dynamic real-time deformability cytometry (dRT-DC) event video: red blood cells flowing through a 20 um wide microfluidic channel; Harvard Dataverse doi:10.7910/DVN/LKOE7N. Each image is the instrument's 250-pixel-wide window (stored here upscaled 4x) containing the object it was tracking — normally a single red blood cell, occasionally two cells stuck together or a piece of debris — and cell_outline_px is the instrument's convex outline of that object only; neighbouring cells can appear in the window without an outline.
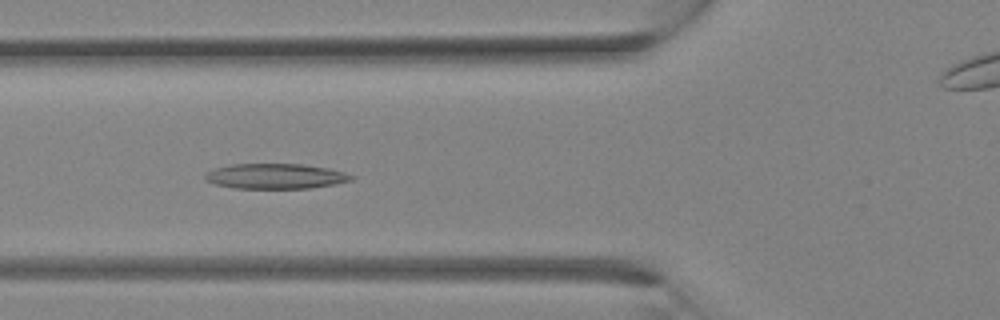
{"species": "Egyptian fruit bat (a non-hibernating species)", "species_latin": "Rousettus aegyptiacus", "temperature_condition": "room temperature", "stored_images_in_passage": 34, "camera_frame_rate_fps": 3000, "um_per_image_px": 0.085, "animal": {"sex": "female"}, "frame": {"image": 1, "passage_image": 12, "time_ms": 3.667, "image_size_px": [1000, 320], "cell_outline_px": [[356, 176], [352, 180], [336, 184], [308, 188], [232, 188], [216, 184], [204, 180], [204, 172], [212, 168], [232, 164], [304, 164], [328, 168], [344, 172]], "centroid_in_image_um": [23.38, 14.97], "position_along_channel_um": 102.4, "area_um2": 21.68}}
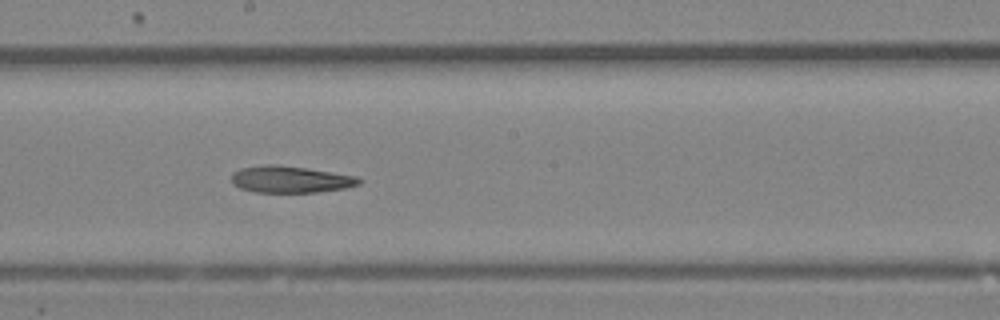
{"frame": {"image": 2, "passage_image": 18, "time_ms": 5.667, "image_size_px": [1000, 320], "cell_outline_px": [[364, 180], [360, 184], [344, 188], [316, 192], [256, 192], [240, 188], [232, 184], [232, 172], [240, 168], [264, 164], [276, 164], [308, 168], [356, 176]], "centroid_in_image_um": [24.68, 15.23], "position_along_channel_um": 223.5, "area_um2": 20.0}}
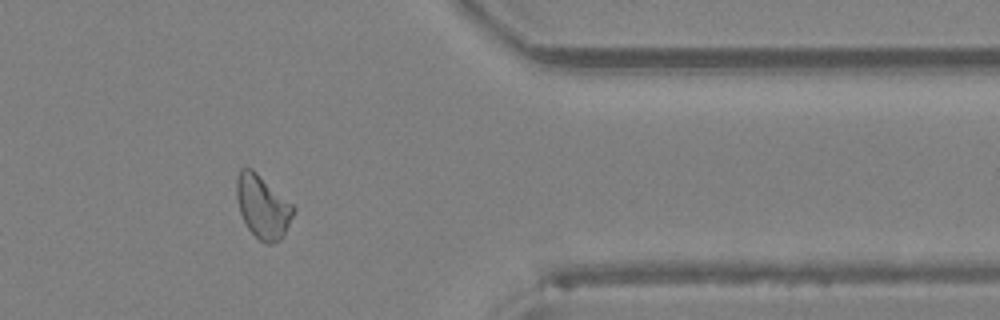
{"frame": {"image": 3, "passage_image": 27, "time_ms": 8.667, "image_size_px": [1000, 320], "cell_outline_px": [[296, 208], [284, 236], [280, 240], [272, 244], [264, 244], [248, 228], [240, 212], [236, 196], [236, 176], [240, 168], [252, 168], [292, 204]], "centroid_in_image_um": [22.32, 17.57], "position_along_channel_um": 389.1, "area_um2": 20.87}}